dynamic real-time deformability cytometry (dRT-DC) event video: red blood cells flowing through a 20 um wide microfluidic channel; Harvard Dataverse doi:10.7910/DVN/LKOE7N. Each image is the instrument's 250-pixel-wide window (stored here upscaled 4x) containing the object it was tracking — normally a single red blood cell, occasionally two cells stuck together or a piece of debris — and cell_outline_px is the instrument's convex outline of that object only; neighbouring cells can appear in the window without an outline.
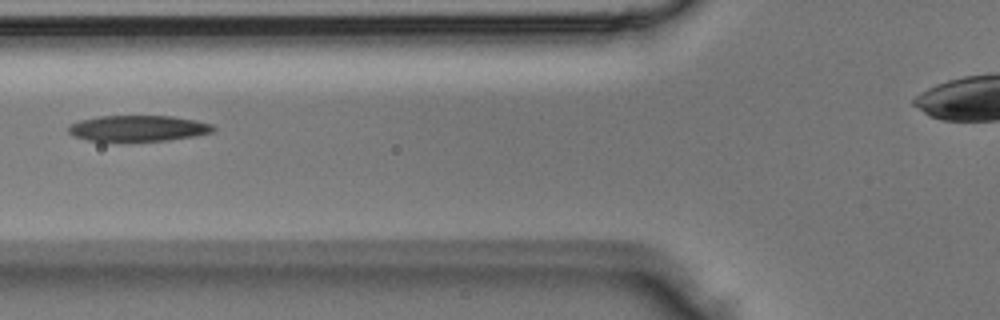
{"species": "Egyptian fruit bat (a non-hibernating species)", "species_latin": "Rousettus aegyptiacus", "temperature_condition": "room temperature", "stored_images_in_passage": 5, "camera_frame_rate_fps": 3000, "um_per_image_px": 0.085, "animal": {"sex": "male"}, "frame": {"image": 1, "passage_image": 5, "time_ms": 1.333, "image_size_px": [1000, 320], "cell_outline_px": [[216, 128], [212, 132], [196, 136], [168, 140], [120, 144], [88, 140], [72, 136], [68, 132], [68, 128], [72, 124], [80, 120], [100, 116], [172, 116], [196, 120], [212, 124]], "centroid_in_image_um": [11.72, 10.95], "position_along_channel_um": 114.1, "area_um2": 22.77}}